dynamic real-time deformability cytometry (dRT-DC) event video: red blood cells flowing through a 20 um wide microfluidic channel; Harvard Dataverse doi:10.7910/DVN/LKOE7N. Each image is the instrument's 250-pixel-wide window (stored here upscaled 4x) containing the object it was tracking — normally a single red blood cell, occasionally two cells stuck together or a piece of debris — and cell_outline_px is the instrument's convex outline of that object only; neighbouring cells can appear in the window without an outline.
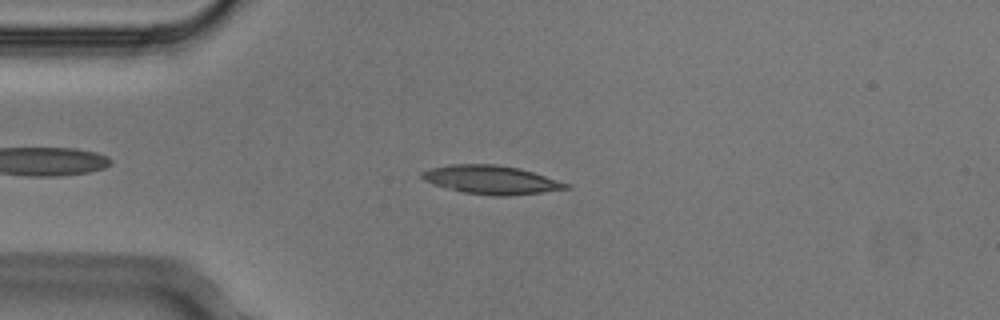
{"species": "Egyptian fruit bat (a non-hibernating species)", "species_latin": "Rousettus aegyptiacus", "temperature_condition": "cold", "stored_images_in_passage": 4, "camera_frame_rate_fps": 3000, "um_per_image_px": 0.085, "animal": {"sex": "male"}, "frame": {"image": 1, "passage_image": 2, "time_ms": 0.333, "image_size_px": [1000, 320], "cell_outline_px": [[572, 188], [540, 192], [504, 196], [492, 196], [464, 192], [436, 184], [424, 180], [420, 176], [420, 172], [432, 168], [448, 164], [500, 164], [520, 168], [572, 184]], "centroid_in_image_um": [41.8, 15.27], "position_along_channel_um": 43.2, "area_um2": 23.93}}
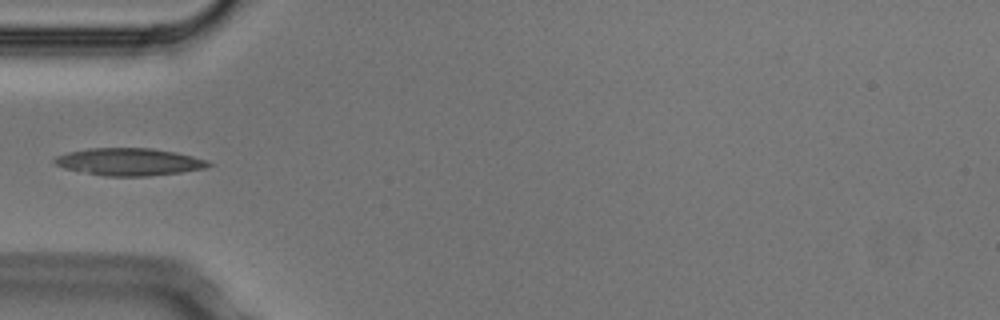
{"frame": {"image": 2, "passage_image": 3, "time_ms": 0.667, "image_size_px": [1000, 320], "cell_outline_px": [[212, 164], [204, 168], [180, 172], [148, 176], [104, 176], [64, 168], [56, 164], [52, 160], [56, 156], [68, 152], [88, 148], [152, 148], [176, 152], [208, 160]], "centroid_in_image_um": [10.97, 13.75], "position_along_channel_um": 74.0, "area_um2": 24.45}}
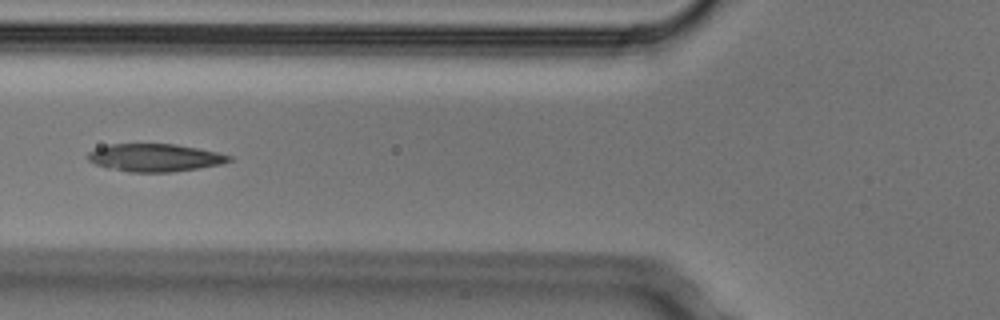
{"frame": {"image": 3, "passage_image": 4, "time_ms": 1.0, "image_size_px": [1000, 320], "cell_outline_px": [[232, 160], [220, 164], [172, 172], [128, 172], [108, 168], [96, 164], [88, 160], [88, 152], [96, 148], [112, 144], [176, 144], [216, 152], [232, 156]], "centroid_in_image_um": [13.14, 13.4], "position_along_channel_um": 112.7, "area_um2": 22.6}}